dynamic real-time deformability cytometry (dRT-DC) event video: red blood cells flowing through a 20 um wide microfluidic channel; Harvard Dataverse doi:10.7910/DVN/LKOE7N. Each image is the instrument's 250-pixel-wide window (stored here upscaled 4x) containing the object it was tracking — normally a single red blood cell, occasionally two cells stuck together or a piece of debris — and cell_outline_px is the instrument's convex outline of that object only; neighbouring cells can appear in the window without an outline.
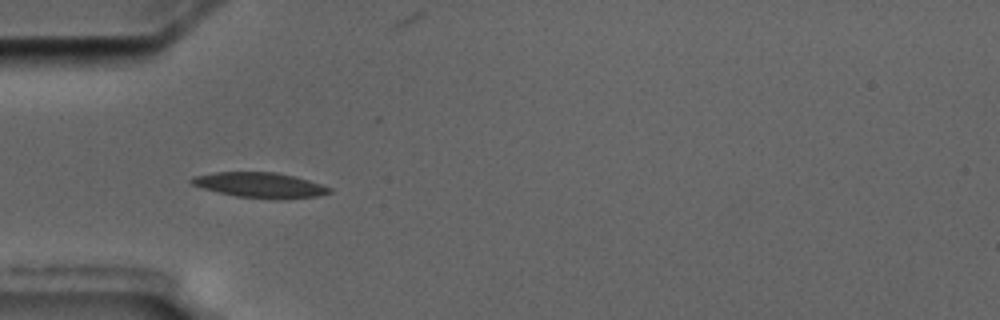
{"species": "common noctule bat (a hibernating species)", "species_latin": "Nyctalus noctula", "temperature_condition": "cold", "stored_images_in_passage": 2, "camera_frame_rate_fps": 3000, "um_per_image_px": 0.085, "animal": {"sex": "male", "body_mass_g": 17.5, "forearm_length_mm": 52.3}, "frame": {"image": 1, "passage_image": 1, "time_ms": 0.0, "image_size_px": [1000, 320], "cell_outline_px": [[332, 192], [316, 196], [280, 200], [236, 196], [204, 188], [192, 184], [188, 180], [192, 176], [216, 172], [276, 172], [296, 176], [332, 188]], "centroid_in_image_um": [22.12, 15.73], "position_along_channel_um": 62.9, "area_um2": 20.29}}
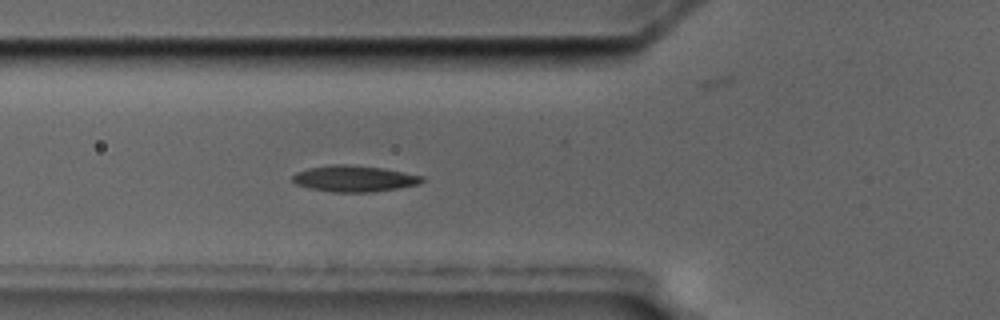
{"frame": {"image": 2, "passage_image": 2, "time_ms": 1.0, "image_size_px": [1000, 320], "cell_outline_px": [[424, 180], [420, 184], [372, 192], [332, 192], [308, 188], [296, 184], [292, 180], [292, 176], [296, 172], [308, 168], [332, 164], [348, 164], [384, 168], [424, 176]], "centroid_in_image_um": [30.09, 15.18], "position_along_channel_um": 95.7, "area_um2": 19.88}}